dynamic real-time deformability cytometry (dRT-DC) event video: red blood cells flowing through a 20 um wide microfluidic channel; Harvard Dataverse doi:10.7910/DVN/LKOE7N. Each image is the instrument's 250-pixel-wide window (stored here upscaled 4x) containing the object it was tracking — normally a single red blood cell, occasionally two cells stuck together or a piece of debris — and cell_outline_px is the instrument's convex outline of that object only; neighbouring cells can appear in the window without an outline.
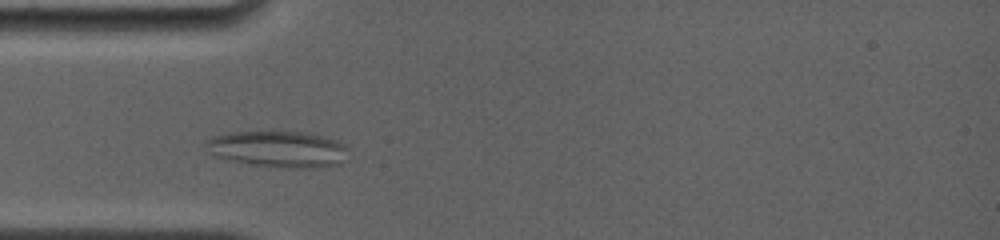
{"species": "common noctule bat (a hibernating species)", "species_latin": "Nyctalus noctula", "temperature_condition": "room temperature", "stored_images_in_passage": 27, "camera_frame_rate_fps": 4000, "um_per_image_px": 0.085, "animal": {"sex": "female", "body_mass_g": 19.0, "forearm_length_mm": 56.7}, "frame": {"image": 1, "passage_image": 5, "time_ms": 1.75, "image_size_px": [1000, 240], "cell_outline_px": [[348, 160], [340, 164], [312, 168], [288, 168], [256, 164], [216, 156], [208, 152], [204, 144], [204, 140], [212, 136], [228, 132], [304, 132], [336, 140], [344, 144], [348, 148]], "centroid_in_image_um": [23.68, 12.67], "position_along_channel_um": 61.3, "area_um2": 30.06}}
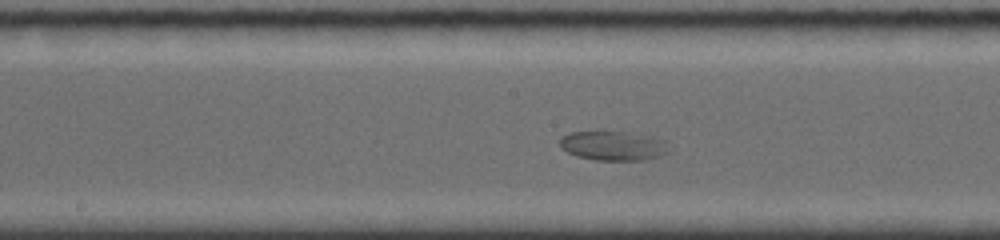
{"frame": {"image": 2, "passage_image": 13, "time_ms": 5.5, "image_size_px": [1000, 240], "cell_outline_px": [[668, 152], [660, 156], [644, 160], [596, 160], [576, 156], [560, 148], [560, 136], [568, 132], [604, 128], [632, 132], [652, 136], [668, 140]], "centroid_in_image_um": [52.1, 12.32], "position_along_channel_um": 196.1, "area_um2": 19.88}}
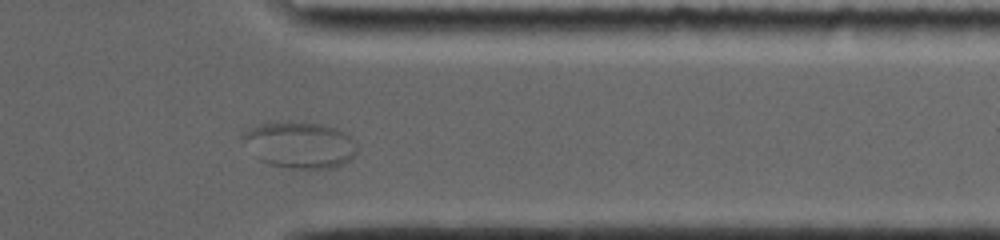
{"frame": {"image": 3, "passage_image": 24, "time_ms": 10.75, "image_size_px": [1000, 240], "cell_outline_px": [[356, 152], [348, 160], [332, 168], [292, 168], [268, 164], [260, 160], [240, 136], [248, 128], [260, 124], [324, 124], [336, 128], [352, 136], [356, 144]], "centroid_in_image_um": [25.51, 12.33], "position_along_channel_um": 385.9, "area_um2": 29.94}}